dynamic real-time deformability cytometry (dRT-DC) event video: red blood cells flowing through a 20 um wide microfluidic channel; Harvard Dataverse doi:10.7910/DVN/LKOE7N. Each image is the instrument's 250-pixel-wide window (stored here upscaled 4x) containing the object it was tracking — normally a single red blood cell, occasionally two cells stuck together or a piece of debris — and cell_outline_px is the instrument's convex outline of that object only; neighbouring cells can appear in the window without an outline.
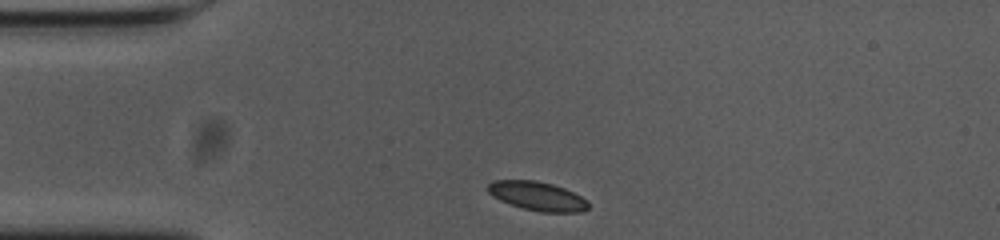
{"species": "common noctule bat (a hibernating species)", "species_latin": "Nyctalus noctula", "temperature_condition": "cold", "stored_images_in_passage": 34, "camera_frame_rate_fps": 3000, "um_per_image_px": 0.085, "animal": {"sex": "female", "body_mass_g": 23.0, "forearm_length_mm": 53.4}, "frame": {"image": 1, "passage_image": 1, "time_ms": 0.0, "image_size_px": [1000, 240], "cell_outline_px": [[588, 208], [580, 212], [540, 212], [524, 208], [500, 200], [492, 196], [484, 188], [492, 180], [536, 180], [552, 184], [564, 188], [588, 200]], "centroid_in_image_um": [45.64, 16.65], "position_along_channel_um": 39.4, "area_um2": 16.94}}
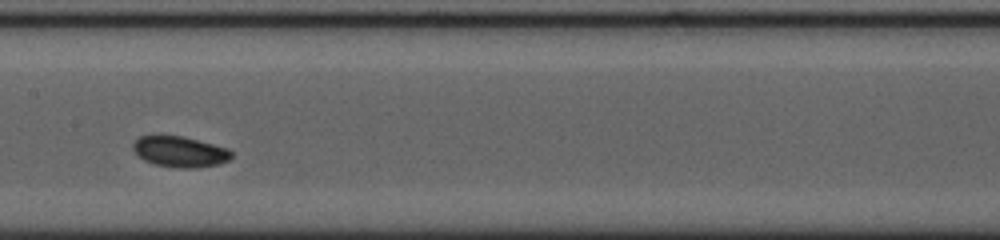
{"frame": {"image": 2, "passage_image": 16, "time_ms": 5.0, "image_size_px": [1000, 240], "cell_outline_px": [[232, 156], [228, 160], [220, 164], [196, 168], [180, 168], [156, 164], [144, 160], [132, 148], [132, 144], [140, 136], [152, 132], [160, 132], [184, 136], [228, 148], [232, 152]], "centroid_in_image_um": [15.25, 12.83], "position_along_channel_um": 192.1, "area_um2": 18.26}}
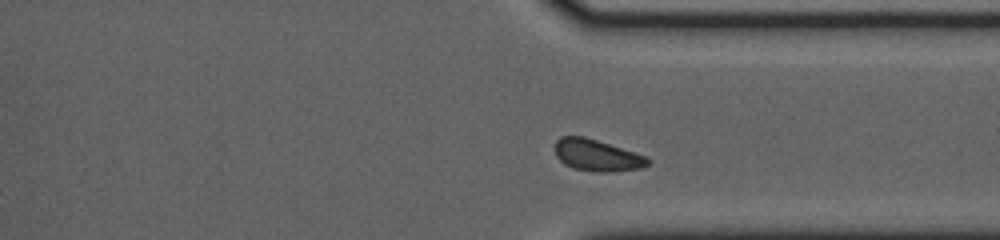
{"frame": {"image": 3, "passage_image": 30, "time_ms": 9.667, "image_size_px": [1000, 240], "cell_outline_px": [[652, 160], [644, 168], [612, 172], [596, 172], [572, 168], [564, 164], [556, 156], [556, 140], [560, 136], [584, 136], [644, 156]], "centroid_in_image_um": [50.73, 13.22], "position_along_channel_um": 360.7, "area_um2": 16.99}, "authors_computed_cell_mechanics": {"area_um2": 17.4267, "velocity_mm_per_s": 3.6048, "shape_relaxation_time_tau1_ms": 2.3996, "shape_relaxation_time_tau2_ms": null, "deformation_change_tau1": 0.0531, "deformation_change_tau2": null}}